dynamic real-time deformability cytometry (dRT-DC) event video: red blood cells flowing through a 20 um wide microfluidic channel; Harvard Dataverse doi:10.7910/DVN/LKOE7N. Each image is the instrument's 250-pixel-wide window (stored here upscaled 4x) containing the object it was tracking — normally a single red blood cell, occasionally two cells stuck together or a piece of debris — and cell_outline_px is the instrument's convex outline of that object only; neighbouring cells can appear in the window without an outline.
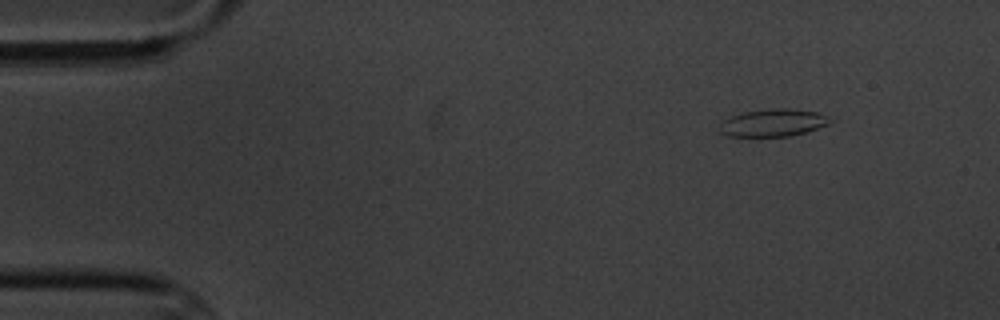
{"species": "common noctule bat (a hibernating species)", "species_latin": "Nyctalus noctula", "temperature_condition": "cold", "stored_images_in_passage": 5, "camera_frame_rate_fps": 3000, "um_per_image_px": 0.085, "animal": {"sex": "male", "body_mass_g": 20.1, "forearm_length_mm": 53.5}, "frame": {"image": 1, "passage_image": 1, "time_ms": 0.0, "image_size_px": [1000, 320], "cell_outline_px": [[828, 124], [804, 132], [788, 136], [728, 136], [720, 132], [720, 128], [724, 120], [732, 116], [744, 112], [776, 108], [788, 108], [816, 112], [828, 116]], "centroid_in_image_um": [65.69, 10.43], "position_along_channel_um": 19.3, "area_um2": 17.17}}
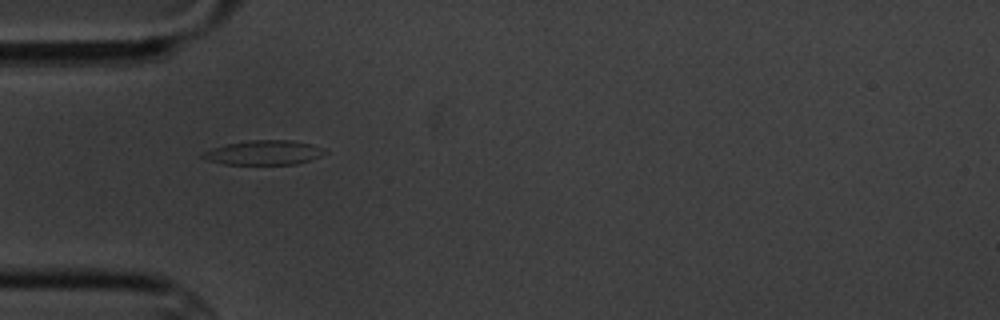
{"frame": {"image": 2, "passage_image": 4, "time_ms": 3.667, "image_size_px": [1000, 320], "cell_outline_px": [[328, 152], [320, 156], [296, 164], [224, 164], [208, 160], [200, 156], [204, 152], [212, 148], [228, 144], [248, 140], [292, 140], [312, 144], [324, 148]], "centroid_in_image_um": [22.46, 12.96], "position_along_channel_um": 62.5, "area_um2": 17.28}}